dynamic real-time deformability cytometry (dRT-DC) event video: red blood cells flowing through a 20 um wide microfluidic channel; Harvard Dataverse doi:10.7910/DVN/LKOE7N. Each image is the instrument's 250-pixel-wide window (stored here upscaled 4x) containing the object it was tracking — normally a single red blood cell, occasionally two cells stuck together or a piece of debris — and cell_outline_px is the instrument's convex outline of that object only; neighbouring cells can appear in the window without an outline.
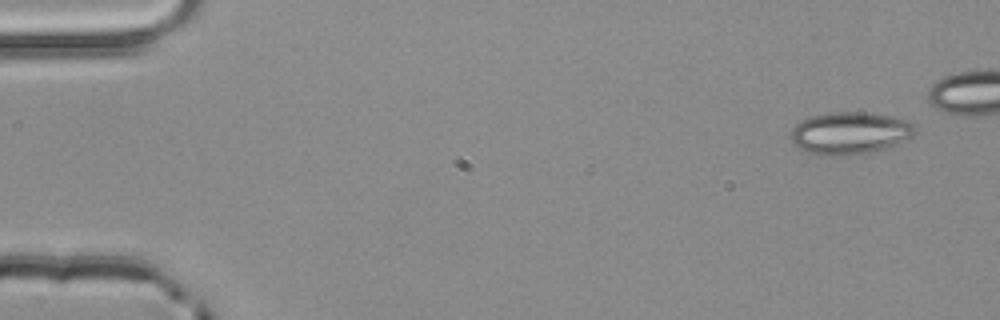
{"species": "common noctule bat (a hibernating species)", "species_latin": "Nyctalus noctula", "temperature_condition": "room temperature", "stored_images_in_passage": 3, "camera_frame_rate_fps": 3000, "um_per_image_px": 0.085, "animal": {"sex": "male", "body_mass_g": 20.4}, "frame": {"image": 1, "passage_image": 1, "time_ms": 0.0, "image_size_px": [1000, 320], "cell_outline_px": [[916, 132], [912, 136], [896, 144], [872, 152], [832, 156], [828, 156], [808, 152], [792, 144], [792, 128], [800, 120], [808, 116], [832, 112], [864, 112], [896, 116], [908, 120], [916, 128]], "centroid_in_image_um": [72.24, 11.29], "position_along_channel_um": 12.8, "area_um2": 30.69}}